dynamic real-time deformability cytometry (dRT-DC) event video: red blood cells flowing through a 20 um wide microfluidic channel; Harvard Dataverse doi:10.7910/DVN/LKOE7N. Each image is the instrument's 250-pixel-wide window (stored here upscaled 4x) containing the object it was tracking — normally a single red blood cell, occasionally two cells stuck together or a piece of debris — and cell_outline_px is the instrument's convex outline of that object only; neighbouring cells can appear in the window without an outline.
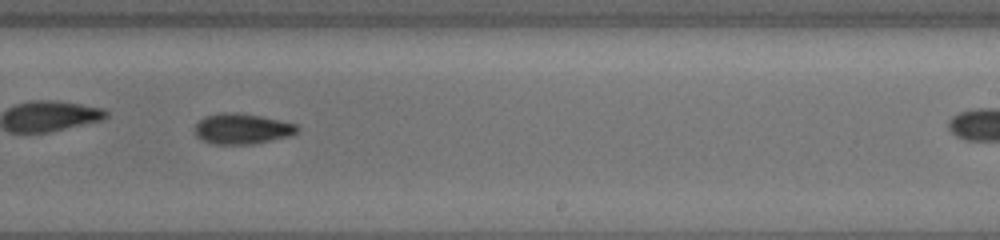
{"species": "common noctule bat (a hibernating species)", "species_latin": "Nyctalus noctula", "temperature_condition": "cold", "stored_images_in_passage": 44, "camera_frame_rate_fps": 3000, "um_per_image_px": 0.085, "animal": {"sex": "female", "body_mass_g": 19.5, "forearm_length_mm": 54.1}, "frame": {"image": 1, "passage_image": 32, "time_ms": 10.333, "image_size_px": [1000, 240], "cell_outline_px": [[300, 128], [292, 136], [252, 144], [216, 144], [200, 140], [196, 136], [196, 124], [204, 116], [220, 112], [236, 112], [260, 116], [296, 124]], "centroid_in_image_um": [20.57, 10.94], "position_along_channel_um": 268.4, "area_um2": 18.26}}